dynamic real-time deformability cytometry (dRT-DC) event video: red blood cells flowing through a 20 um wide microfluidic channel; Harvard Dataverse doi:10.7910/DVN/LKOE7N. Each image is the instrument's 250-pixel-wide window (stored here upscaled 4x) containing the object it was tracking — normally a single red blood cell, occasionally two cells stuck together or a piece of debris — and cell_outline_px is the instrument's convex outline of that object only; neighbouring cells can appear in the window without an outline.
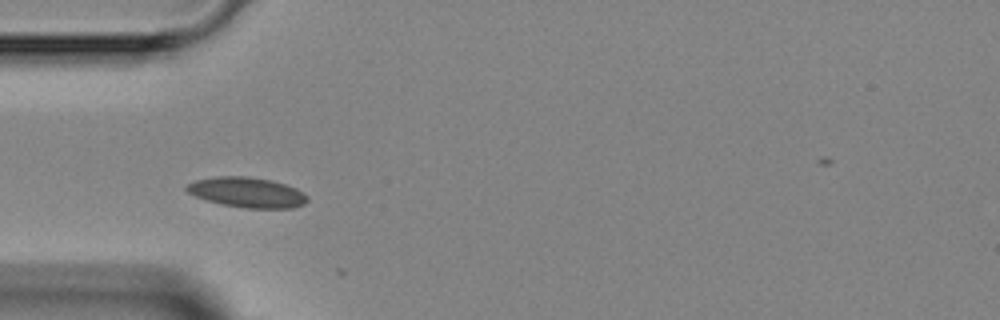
{"species": "Egyptian fruit bat (a non-hibernating species)", "species_latin": "Rousettus aegyptiacus", "temperature_condition": "room temperature", "stored_images_in_passage": 4, "camera_frame_rate_fps": 3000, "um_per_image_px": 0.085, "animal": {"sex": "female"}, "frame": {"image": 1, "passage_image": 3, "time_ms": 2.667, "image_size_px": [1000, 320], "cell_outline_px": [[308, 200], [304, 204], [292, 208], [244, 208], [220, 204], [196, 196], [188, 192], [184, 188], [188, 184], [196, 180], [216, 176], [248, 176], [272, 180], [296, 188], [304, 192], [308, 196]], "centroid_in_image_um": [21.03, 16.35], "position_along_channel_um": 64.0, "area_um2": 21.27}}
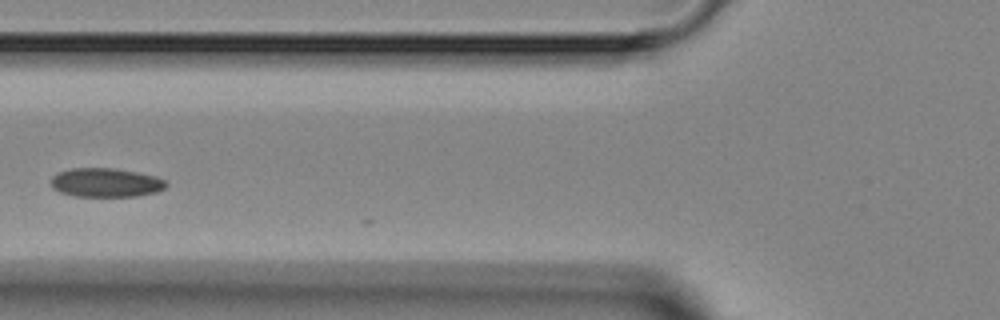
{"frame": {"image": 2, "passage_image": 4, "time_ms": 4.0, "image_size_px": [1000, 320], "cell_outline_px": [[168, 184], [164, 188], [156, 192], [136, 196], [72, 196], [60, 192], [52, 188], [52, 176], [56, 172], [72, 168], [112, 168], [136, 172], [156, 176], [164, 180]], "centroid_in_image_um": [8.97, 15.52], "position_along_channel_um": 116.8, "area_um2": 19.42}}